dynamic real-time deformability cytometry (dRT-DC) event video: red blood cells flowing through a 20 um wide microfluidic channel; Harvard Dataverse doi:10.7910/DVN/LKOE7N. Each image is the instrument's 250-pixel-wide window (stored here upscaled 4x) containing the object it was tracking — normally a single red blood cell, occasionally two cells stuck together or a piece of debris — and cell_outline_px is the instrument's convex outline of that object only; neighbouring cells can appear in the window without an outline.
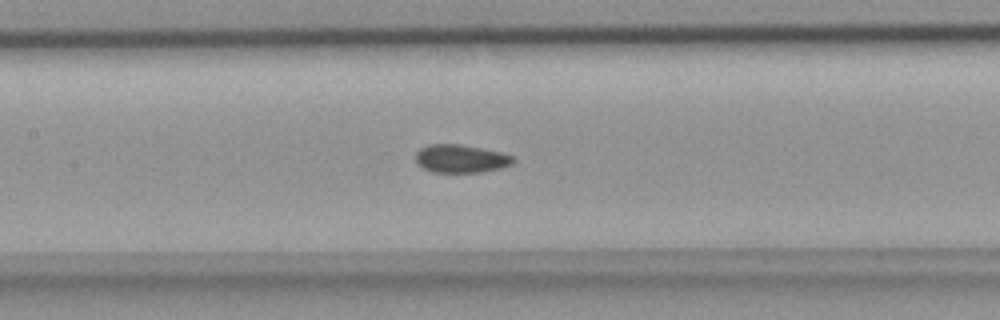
{"species": "common noctule bat (a hibernating species)", "species_latin": "Nyctalus noctula", "temperature_condition": "room temperature", "stored_images_in_passage": 38, "camera_frame_rate_fps": 3000, "um_per_image_px": 0.085, "animal": {"sex": "female", "body_mass_g": 18.4}, "frame": {"image": 1, "passage_image": 11, "time_ms": 3.333, "image_size_px": [1000, 320], "cell_outline_px": [[516, 160], [512, 164], [500, 168], [480, 172], [432, 172], [416, 164], [416, 152], [420, 148], [428, 144], [460, 144], [500, 152], [512, 156]], "centroid_in_image_um": [39.14, 13.48], "position_along_channel_um": 168.3, "area_um2": 15.95}}
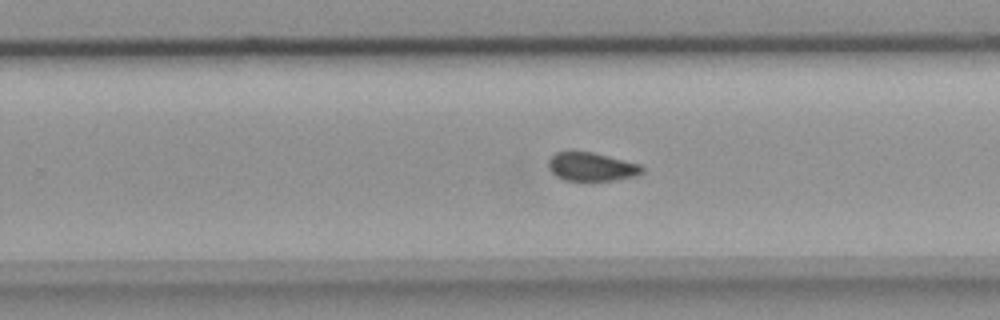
{"frame": {"image": 2, "passage_image": 19, "time_ms": 6.0, "image_size_px": [1000, 320], "cell_outline_px": [[644, 172], [636, 176], [612, 180], [564, 180], [556, 176], [548, 168], [548, 160], [556, 152], [592, 152], [640, 164], [644, 168]], "centroid_in_image_um": [50.29, 14.18], "position_along_channel_um": 279.5, "area_um2": 15.43}}
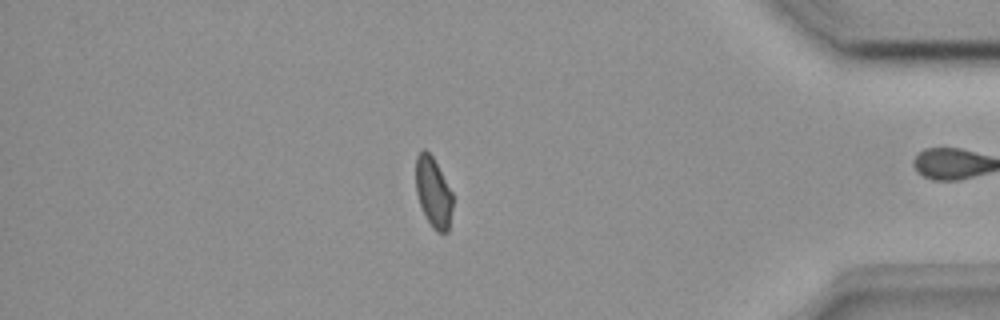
{"frame": {"image": 3, "passage_image": 30, "time_ms": 9.667, "image_size_px": [1000, 320], "cell_outline_px": [[452, 208], [448, 232], [436, 232], [432, 228], [420, 204], [416, 192], [416, 156], [420, 148], [424, 148], [432, 156], [452, 192]], "centroid_in_image_um": [36.82, 16.33], "position_along_channel_um": 398.4, "area_um2": 14.97}}